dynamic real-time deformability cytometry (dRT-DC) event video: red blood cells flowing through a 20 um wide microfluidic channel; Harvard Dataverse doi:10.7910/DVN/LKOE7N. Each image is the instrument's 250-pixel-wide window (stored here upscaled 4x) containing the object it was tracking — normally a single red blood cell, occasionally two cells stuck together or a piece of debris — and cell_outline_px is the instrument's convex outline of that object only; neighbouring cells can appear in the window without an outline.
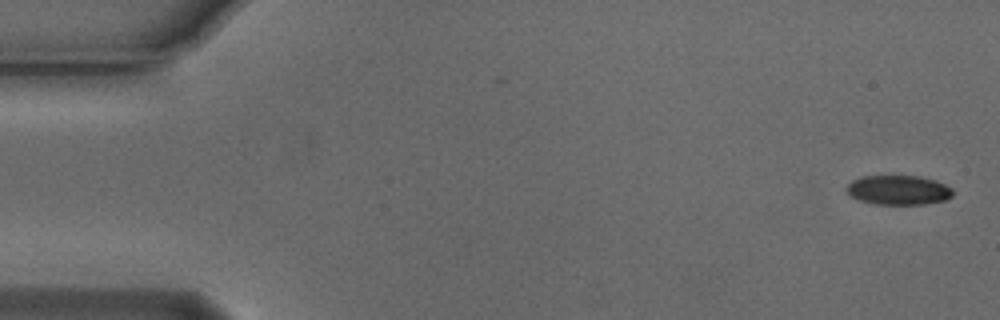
{"species": "Egyptian fruit bat (a non-hibernating species)", "species_latin": "Rousettus aegyptiacus", "temperature_condition": "cold", "stored_images_in_passage": 54, "camera_frame_rate_fps": 3000, "um_per_image_px": 0.085, "animal": {"sex": "male"}, "frame": {"image": 1, "passage_image": 1, "time_ms": 0.0, "image_size_px": [1000, 320], "cell_outline_px": [[952, 196], [944, 200], [924, 204], [872, 204], [860, 200], [852, 196], [844, 188], [852, 180], [864, 176], [920, 176], [936, 180], [952, 188]], "centroid_in_image_um": [76.36, 16.15], "position_along_channel_um": 8.6, "area_um2": 18.21}}
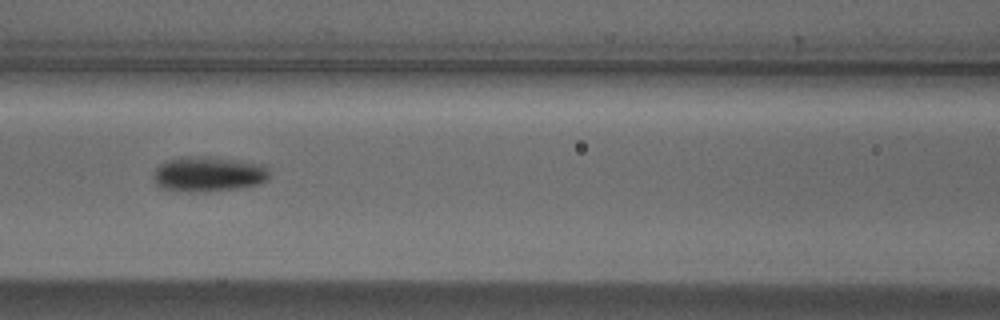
{"frame": {"image": 2, "passage_image": 23, "time_ms": 7.333, "image_size_px": [1000, 320], "cell_outline_px": [[268, 180], [260, 184], [236, 188], [196, 192], [176, 192], [160, 188], [156, 184], [152, 176], [152, 172], [164, 160], [184, 156], [204, 156], [264, 164], [268, 168]], "centroid_in_image_um": [17.64, 14.8], "position_along_channel_um": 149.0, "area_um2": 24.04}}
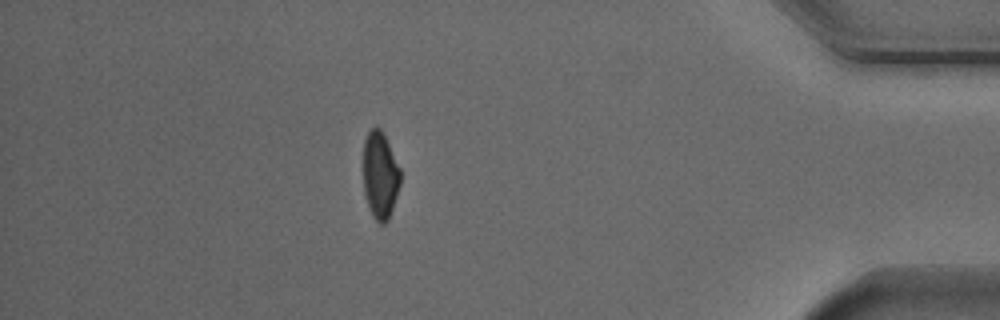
{"frame": {"image": 3, "passage_image": 47, "time_ms": 15.333, "image_size_px": [1000, 320], "cell_outline_px": [[400, 184], [388, 220], [384, 224], [380, 224], [372, 216], [368, 208], [364, 192], [364, 140], [368, 132], [372, 128], [380, 128], [384, 132], [400, 168]], "centroid_in_image_um": [32.31, 14.89], "position_along_channel_um": 402.9, "area_um2": 18.84}, "authors_computed_cell_mechanics": {"area_um2": 20.4034, "velocity_mm_per_s": 3.7697, "shape_relaxation_time_tau1_ms": 2.9264, "shape_relaxation_time_tau2_ms": null, "deformation_change_tau1": 0.1133, "deformation_change_tau2": null}}